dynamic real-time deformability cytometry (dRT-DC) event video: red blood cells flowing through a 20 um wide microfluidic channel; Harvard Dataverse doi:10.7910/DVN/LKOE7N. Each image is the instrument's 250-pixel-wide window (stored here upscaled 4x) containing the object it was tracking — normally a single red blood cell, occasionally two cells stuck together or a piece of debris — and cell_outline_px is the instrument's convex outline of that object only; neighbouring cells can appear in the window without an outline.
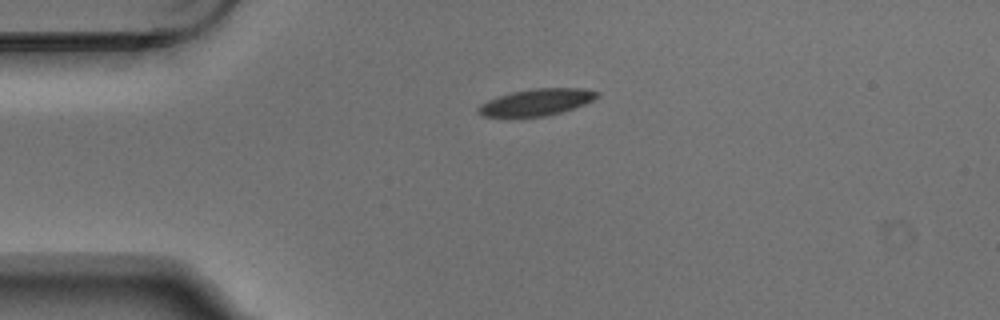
{"species": "Egyptian fruit bat (a non-hibernating species)", "species_latin": "Rousettus aegyptiacus", "temperature_condition": "warm", "stored_images_in_passage": 3, "camera_frame_rate_fps": 3000, "um_per_image_px": 0.085, "animal": {"sex": "male"}, "frame": {"image": 1, "passage_image": 3, "time_ms": 0.667, "image_size_px": [1000, 320], "cell_outline_px": [[600, 96], [584, 104], [548, 116], [480, 116], [476, 112], [476, 108], [480, 104], [488, 100], [512, 92], [536, 88], [584, 88], [600, 92]], "centroid_in_image_um": [45.61, 8.68], "position_along_channel_um": 39.4, "area_um2": 18.32}}